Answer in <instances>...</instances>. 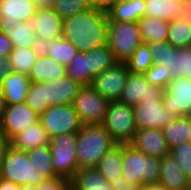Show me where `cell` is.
Listing matches in <instances>:
<instances>
[{
	"label": "cell",
	"mask_w": 191,
	"mask_h": 190,
	"mask_svg": "<svg viewBox=\"0 0 191 190\" xmlns=\"http://www.w3.org/2000/svg\"><path fill=\"white\" fill-rule=\"evenodd\" d=\"M107 13L92 7L63 20L62 37L74 44L80 52L107 45Z\"/></svg>",
	"instance_id": "6da1fadb"
},
{
	"label": "cell",
	"mask_w": 191,
	"mask_h": 190,
	"mask_svg": "<svg viewBox=\"0 0 191 190\" xmlns=\"http://www.w3.org/2000/svg\"><path fill=\"white\" fill-rule=\"evenodd\" d=\"M116 142L109 132L101 125H82L77 133L76 156L78 170L96 168L99 161Z\"/></svg>",
	"instance_id": "7a4b0ae2"
},
{
	"label": "cell",
	"mask_w": 191,
	"mask_h": 190,
	"mask_svg": "<svg viewBox=\"0 0 191 190\" xmlns=\"http://www.w3.org/2000/svg\"><path fill=\"white\" fill-rule=\"evenodd\" d=\"M122 177L127 181L142 186L158 183L160 180V159L154 158L123 143Z\"/></svg>",
	"instance_id": "3957f363"
},
{
	"label": "cell",
	"mask_w": 191,
	"mask_h": 190,
	"mask_svg": "<svg viewBox=\"0 0 191 190\" xmlns=\"http://www.w3.org/2000/svg\"><path fill=\"white\" fill-rule=\"evenodd\" d=\"M141 44L138 22L108 21L107 45L117 62L125 63Z\"/></svg>",
	"instance_id": "277c9868"
},
{
	"label": "cell",
	"mask_w": 191,
	"mask_h": 190,
	"mask_svg": "<svg viewBox=\"0 0 191 190\" xmlns=\"http://www.w3.org/2000/svg\"><path fill=\"white\" fill-rule=\"evenodd\" d=\"M2 179L18 185L37 186L45 178L32 168L27 151H21L9 146L0 170Z\"/></svg>",
	"instance_id": "5b68a950"
},
{
	"label": "cell",
	"mask_w": 191,
	"mask_h": 190,
	"mask_svg": "<svg viewBox=\"0 0 191 190\" xmlns=\"http://www.w3.org/2000/svg\"><path fill=\"white\" fill-rule=\"evenodd\" d=\"M76 145L77 134L56 135L49 140L54 173L70 181L78 171Z\"/></svg>",
	"instance_id": "8992f818"
},
{
	"label": "cell",
	"mask_w": 191,
	"mask_h": 190,
	"mask_svg": "<svg viewBox=\"0 0 191 190\" xmlns=\"http://www.w3.org/2000/svg\"><path fill=\"white\" fill-rule=\"evenodd\" d=\"M101 125L116 143L128 144L137 131L133 107L118 101L109 102Z\"/></svg>",
	"instance_id": "52a82bcc"
},
{
	"label": "cell",
	"mask_w": 191,
	"mask_h": 190,
	"mask_svg": "<svg viewBox=\"0 0 191 190\" xmlns=\"http://www.w3.org/2000/svg\"><path fill=\"white\" fill-rule=\"evenodd\" d=\"M39 121L49 137L63 134H77L82 124L73 104L49 106L39 116Z\"/></svg>",
	"instance_id": "ba28073f"
},
{
	"label": "cell",
	"mask_w": 191,
	"mask_h": 190,
	"mask_svg": "<svg viewBox=\"0 0 191 190\" xmlns=\"http://www.w3.org/2000/svg\"><path fill=\"white\" fill-rule=\"evenodd\" d=\"M109 101L91 86H82L76 95L73 107L82 125L102 124Z\"/></svg>",
	"instance_id": "9c48e42d"
},
{
	"label": "cell",
	"mask_w": 191,
	"mask_h": 190,
	"mask_svg": "<svg viewBox=\"0 0 191 190\" xmlns=\"http://www.w3.org/2000/svg\"><path fill=\"white\" fill-rule=\"evenodd\" d=\"M136 129H163L175 116L163 107V99H149L133 107Z\"/></svg>",
	"instance_id": "30bf717a"
},
{
	"label": "cell",
	"mask_w": 191,
	"mask_h": 190,
	"mask_svg": "<svg viewBox=\"0 0 191 190\" xmlns=\"http://www.w3.org/2000/svg\"><path fill=\"white\" fill-rule=\"evenodd\" d=\"M163 107L175 117L191 116V80L172 79L163 92Z\"/></svg>",
	"instance_id": "8fae6325"
},
{
	"label": "cell",
	"mask_w": 191,
	"mask_h": 190,
	"mask_svg": "<svg viewBox=\"0 0 191 190\" xmlns=\"http://www.w3.org/2000/svg\"><path fill=\"white\" fill-rule=\"evenodd\" d=\"M163 92L161 87L148 83L144 74L128 72L126 84L118 102L134 107L144 100L163 99Z\"/></svg>",
	"instance_id": "7c38bea8"
},
{
	"label": "cell",
	"mask_w": 191,
	"mask_h": 190,
	"mask_svg": "<svg viewBox=\"0 0 191 190\" xmlns=\"http://www.w3.org/2000/svg\"><path fill=\"white\" fill-rule=\"evenodd\" d=\"M38 121L39 115L26 103L6 105L0 121V133L10 141L15 135Z\"/></svg>",
	"instance_id": "4fadbf2b"
},
{
	"label": "cell",
	"mask_w": 191,
	"mask_h": 190,
	"mask_svg": "<svg viewBox=\"0 0 191 190\" xmlns=\"http://www.w3.org/2000/svg\"><path fill=\"white\" fill-rule=\"evenodd\" d=\"M128 70L125 63L117 62L94 78L92 87L109 102L118 101L126 84Z\"/></svg>",
	"instance_id": "5bb4252c"
},
{
	"label": "cell",
	"mask_w": 191,
	"mask_h": 190,
	"mask_svg": "<svg viewBox=\"0 0 191 190\" xmlns=\"http://www.w3.org/2000/svg\"><path fill=\"white\" fill-rule=\"evenodd\" d=\"M82 86L67 75L59 80L43 82L44 104L47 107L73 104Z\"/></svg>",
	"instance_id": "9a60e30c"
},
{
	"label": "cell",
	"mask_w": 191,
	"mask_h": 190,
	"mask_svg": "<svg viewBox=\"0 0 191 190\" xmlns=\"http://www.w3.org/2000/svg\"><path fill=\"white\" fill-rule=\"evenodd\" d=\"M128 144L154 158L161 159L170 154L162 129H138Z\"/></svg>",
	"instance_id": "2e32d148"
},
{
	"label": "cell",
	"mask_w": 191,
	"mask_h": 190,
	"mask_svg": "<svg viewBox=\"0 0 191 190\" xmlns=\"http://www.w3.org/2000/svg\"><path fill=\"white\" fill-rule=\"evenodd\" d=\"M30 26L36 37L48 41L55 40L63 35V19L52 8H39L30 20Z\"/></svg>",
	"instance_id": "e0dca14e"
},
{
	"label": "cell",
	"mask_w": 191,
	"mask_h": 190,
	"mask_svg": "<svg viewBox=\"0 0 191 190\" xmlns=\"http://www.w3.org/2000/svg\"><path fill=\"white\" fill-rule=\"evenodd\" d=\"M31 79L22 73L12 71L0 84L6 105L25 103Z\"/></svg>",
	"instance_id": "ac0fdd59"
},
{
	"label": "cell",
	"mask_w": 191,
	"mask_h": 190,
	"mask_svg": "<svg viewBox=\"0 0 191 190\" xmlns=\"http://www.w3.org/2000/svg\"><path fill=\"white\" fill-rule=\"evenodd\" d=\"M168 190H190L191 180H189L178 167L171 154L160 159V180Z\"/></svg>",
	"instance_id": "d6986e66"
},
{
	"label": "cell",
	"mask_w": 191,
	"mask_h": 190,
	"mask_svg": "<svg viewBox=\"0 0 191 190\" xmlns=\"http://www.w3.org/2000/svg\"><path fill=\"white\" fill-rule=\"evenodd\" d=\"M0 32L10 38L13 47L32 48L36 38L31 29L30 21L18 22L12 18H0Z\"/></svg>",
	"instance_id": "ffe728a7"
},
{
	"label": "cell",
	"mask_w": 191,
	"mask_h": 190,
	"mask_svg": "<svg viewBox=\"0 0 191 190\" xmlns=\"http://www.w3.org/2000/svg\"><path fill=\"white\" fill-rule=\"evenodd\" d=\"M50 137L38 121L15 135L9 142L14 149L29 151L49 145Z\"/></svg>",
	"instance_id": "44dd1931"
},
{
	"label": "cell",
	"mask_w": 191,
	"mask_h": 190,
	"mask_svg": "<svg viewBox=\"0 0 191 190\" xmlns=\"http://www.w3.org/2000/svg\"><path fill=\"white\" fill-rule=\"evenodd\" d=\"M145 0H119L107 12L108 21L138 22L146 14Z\"/></svg>",
	"instance_id": "7402d4cb"
},
{
	"label": "cell",
	"mask_w": 191,
	"mask_h": 190,
	"mask_svg": "<svg viewBox=\"0 0 191 190\" xmlns=\"http://www.w3.org/2000/svg\"><path fill=\"white\" fill-rule=\"evenodd\" d=\"M66 67L49 57H37L32 66L29 78L31 82H48L65 77Z\"/></svg>",
	"instance_id": "603a6c76"
},
{
	"label": "cell",
	"mask_w": 191,
	"mask_h": 190,
	"mask_svg": "<svg viewBox=\"0 0 191 190\" xmlns=\"http://www.w3.org/2000/svg\"><path fill=\"white\" fill-rule=\"evenodd\" d=\"M146 14L167 22L181 18L184 2L180 0H145Z\"/></svg>",
	"instance_id": "cb8c5ba5"
},
{
	"label": "cell",
	"mask_w": 191,
	"mask_h": 190,
	"mask_svg": "<svg viewBox=\"0 0 191 190\" xmlns=\"http://www.w3.org/2000/svg\"><path fill=\"white\" fill-rule=\"evenodd\" d=\"M37 9L31 0H0V18H12L18 22L30 21Z\"/></svg>",
	"instance_id": "d4e9b609"
},
{
	"label": "cell",
	"mask_w": 191,
	"mask_h": 190,
	"mask_svg": "<svg viewBox=\"0 0 191 190\" xmlns=\"http://www.w3.org/2000/svg\"><path fill=\"white\" fill-rule=\"evenodd\" d=\"M162 130L170 150L182 143L190 142L191 116L175 117V119Z\"/></svg>",
	"instance_id": "484cf974"
},
{
	"label": "cell",
	"mask_w": 191,
	"mask_h": 190,
	"mask_svg": "<svg viewBox=\"0 0 191 190\" xmlns=\"http://www.w3.org/2000/svg\"><path fill=\"white\" fill-rule=\"evenodd\" d=\"M77 190H112L110 182L106 180L96 168H81L71 180Z\"/></svg>",
	"instance_id": "4316f807"
},
{
	"label": "cell",
	"mask_w": 191,
	"mask_h": 190,
	"mask_svg": "<svg viewBox=\"0 0 191 190\" xmlns=\"http://www.w3.org/2000/svg\"><path fill=\"white\" fill-rule=\"evenodd\" d=\"M123 143H116L99 161L96 169L108 181L119 179L122 172Z\"/></svg>",
	"instance_id": "83f0119b"
},
{
	"label": "cell",
	"mask_w": 191,
	"mask_h": 190,
	"mask_svg": "<svg viewBox=\"0 0 191 190\" xmlns=\"http://www.w3.org/2000/svg\"><path fill=\"white\" fill-rule=\"evenodd\" d=\"M138 25L144 44L167 41L169 22L155 17L144 16L138 21Z\"/></svg>",
	"instance_id": "f1b7e54d"
},
{
	"label": "cell",
	"mask_w": 191,
	"mask_h": 190,
	"mask_svg": "<svg viewBox=\"0 0 191 190\" xmlns=\"http://www.w3.org/2000/svg\"><path fill=\"white\" fill-rule=\"evenodd\" d=\"M67 76L83 86L92 85L94 77L89 72V55L78 52L66 67Z\"/></svg>",
	"instance_id": "f546056e"
},
{
	"label": "cell",
	"mask_w": 191,
	"mask_h": 190,
	"mask_svg": "<svg viewBox=\"0 0 191 190\" xmlns=\"http://www.w3.org/2000/svg\"><path fill=\"white\" fill-rule=\"evenodd\" d=\"M168 68L172 78L186 77L191 80V52L188 48L174 47L169 51Z\"/></svg>",
	"instance_id": "4dcf8cb0"
},
{
	"label": "cell",
	"mask_w": 191,
	"mask_h": 190,
	"mask_svg": "<svg viewBox=\"0 0 191 190\" xmlns=\"http://www.w3.org/2000/svg\"><path fill=\"white\" fill-rule=\"evenodd\" d=\"M89 55V72L95 78L117 63L108 45H103L86 52Z\"/></svg>",
	"instance_id": "1f68e13d"
},
{
	"label": "cell",
	"mask_w": 191,
	"mask_h": 190,
	"mask_svg": "<svg viewBox=\"0 0 191 190\" xmlns=\"http://www.w3.org/2000/svg\"><path fill=\"white\" fill-rule=\"evenodd\" d=\"M167 42L177 48H187L191 42V23L185 18L169 22Z\"/></svg>",
	"instance_id": "d6a6232c"
},
{
	"label": "cell",
	"mask_w": 191,
	"mask_h": 190,
	"mask_svg": "<svg viewBox=\"0 0 191 190\" xmlns=\"http://www.w3.org/2000/svg\"><path fill=\"white\" fill-rule=\"evenodd\" d=\"M27 153L32 168L39 172L45 179L57 177L54 173L49 145L29 150Z\"/></svg>",
	"instance_id": "836d02e7"
},
{
	"label": "cell",
	"mask_w": 191,
	"mask_h": 190,
	"mask_svg": "<svg viewBox=\"0 0 191 190\" xmlns=\"http://www.w3.org/2000/svg\"><path fill=\"white\" fill-rule=\"evenodd\" d=\"M47 57L67 67L70 60L79 52L77 47L63 37L48 41Z\"/></svg>",
	"instance_id": "e575fe53"
},
{
	"label": "cell",
	"mask_w": 191,
	"mask_h": 190,
	"mask_svg": "<svg viewBox=\"0 0 191 190\" xmlns=\"http://www.w3.org/2000/svg\"><path fill=\"white\" fill-rule=\"evenodd\" d=\"M37 55L32 48L13 47L9 54V63L12 71L29 76Z\"/></svg>",
	"instance_id": "d590c367"
},
{
	"label": "cell",
	"mask_w": 191,
	"mask_h": 190,
	"mask_svg": "<svg viewBox=\"0 0 191 190\" xmlns=\"http://www.w3.org/2000/svg\"><path fill=\"white\" fill-rule=\"evenodd\" d=\"M152 52L148 44H141L125 62L129 73L144 74L153 65Z\"/></svg>",
	"instance_id": "8d00e7d4"
},
{
	"label": "cell",
	"mask_w": 191,
	"mask_h": 190,
	"mask_svg": "<svg viewBox=\"0 0 191 190\" xmlns=\"http://www.w3.org/2000/svg\"><path fill=\"white\" fill-rule=\"evenodd\" d=\"M92 7L90 0H59L52 6L63 20Z\"/></svg>",
	"instance_id": "74e56055"
},
{
	"label": "cell",
	"mask_w": 191,
	"mask_h": 190,
	"mask_svg": "<svg viewBox=\"0 0 191 190\" xmlns=\"http://www.w3.org/2000/svg\"><path fill=\"white\" fill-rule=\"evenodd\" d=\"M183 174L191 180V143L185 142L170 150Z\"/></svg>",
	"instance_id": "f35d334b"
},
{
	"label": "cell",
	"mask_w": 191,
	"mask_h": 190,
	"mask_svg": "<svg viewBox=\"0 0 191 190\" xmlns=\"http://www.w3.org/2000/svg\"><path fill=\"white\" fill-rule=\"evenodd\" d=\"M144 76L148 83L166 89L168 84L172 81L170 68L163 65L153 64L145 73Z\"/></svg>",
	"instance_id": "ab89813d"
},
{
	"label": "cell",
	"mask_w": 191,
	"mask_h": 190,
	"mask_svg": "<svg viewBox=\"0 0 191 190\" xmlns=\"http://www.w3.org/2000/svg\"><path fill=\"white\" fill-rule=\"evenodd\" d=\"M25 103L39 116L48 109L44 104L43 82H31Z\"/></svg>",
	"instance_id": "60d3db41"
},
{
	"label": "cell",
	"mask_w": 191,
	"mask_h": 190,
	"mask_svg": "<svg viewBox=\"0 0 191 190\" xmlns=\"http://www.w3.org/2000/svg\"><path fill=\"white\" fill-rule=\"evenodd\" d=\"M152 52L153 63L167 67L169 59V51H172L174 46L167 41H156L148 44Z\"/></svg>",
	"instance_id": "b9f144b4"
},
{
	"label": "cell",
	"mask_w": 191,
	"mask_h": 190,
	"mask_svg": "<svg viewBox=\"0 0 191 190\" xmlns=\"http://www.w3.org/2000/svg\"><path fill=\"white\" fill-rule=\"evenodd\" d=\"M70 185V180L57 176L44 179L36 186V190H66Z\"/></svg>",
	"instance_id": "7bdbcfd3"
},
{
	"label": "cell",
	"mask_w": 191,
	"mask_h": 190,
	"mask_svg": "<svg viewBox=\"0 0 191 190\" xmlns=\"http://www.w3.org/2000/svg\"><path fill=\"white\" fill-rule=\"evenodd\" d=\"M32 49L36 53L37 57H46L49 50L48 40L36 37L32 44Z\"/></svg>",
	"instance_id": "ee69618b"
},
{
	"label": "cell",
	"mask_w": 191,
	"mask_h": 190,
	"mask_svg": "<svg viewBox=\"0 0 191 190\" xmlns=\"http://www.w3.org/2000/svg\"><path fill=\"white\" fill-rule=\"evenodd\" d=\"M112 186V190H139V186L127 181L124 177L119 176L116 181H109Z\"/></svg>",
	"instance_id": "f6af8a7d"
},
{
	"label": "cell",
	"mask_w": 191,
	"mask_h": 190,
	"mask_svg": "<svg viewBox=\"0 0 191 190\" xmlns=\"http://www.w3.org/2000/svg\"><path fill=\"white\" fill-rule=\"evenodd\" d=\"M13 50V44L10 38L0 32V54L9 57V54Z\"/></svg>",
	"instance_id": "bcb514c9"
},
{
	"label": "cell",
	"mask_w": 191,
	"mask_h": 190,
	"mask_svg": "<svg viewBox=\"0 0 191 190\" xmlns=\"http://www.w3.org/2000/svg\"><path fill=\"white\" fill-rule=\"evenodd\" d=\"M119 0H90L94 8L107 13Z\"/></svg>",
	"instance_id": "7dc6e473"
},
{
	"label": "cell",
	"mask_w": 191,
	"mask_h": 190,
	"mask_svg": "<svg viewBox=\"0 0 191 190\" xmlns=\"http://www.w3.org/2000/svg\"><path fill=\"white\" fill-rule=\"evenodd\" d=\"M11 72L9 57L0 54V84Z\"/></svg>",
	"instance_id": "c3c4849f"
},
{
	"label": "cell",
	"mask_w": 191,
	"mask_h": 190,
	"mask_svg": "<svg viewBox=\"0 0 191 190\" xmlns=\"http://www.w3.org/2000/svg\"><path fill=\"white\" fill-rule=\"evenodd\" d=\"M10 142L0 133V170Z\"/></svg>",
	"instance_id": "681fc988"
},
{
	"label": "cell",
	"mask_w": 191,
	"mask_h": 190,
	"mask_svg": "<svg viewBox=\"0 0 191 190\" xmlns=\"http://www.w3.org/2000/svg\"><path fill=\"white\" fill-rule=\"evenodd\" d=\"M0 190H21V186L0 177Z\"/></svg>",
	"instance_id": "f907efd6"
},
{
	"label": "cell",
	"mask_w": 191,
	"mask_h": 190,
	"mask_svg": "<svg viewBox=\"0 0 191 190\" xmlns=\"http://www.w3.org/2000/svg\"><path fill=\"white\" fill-rule=\"evenodd\" d=\"M34 5L39 8H50L59 0H31Z\"/></svg>",
	"instance_id": "816d5d0a"
},
{
	"label": "cell",
	"mask_w": 191,
	"mask_h": 190,
	"mask_svg": "<svg viewBox=\"0 0 191 190\" xmlns=\"http://www.w3.org/2000/svg\"><path fill=\"white\" fill-rule=\"evenodd\" d=\"M139 190H168L163 184L161 183H149L144 184L139 187Z\"/></svg>",
	"instance_id": "f5cc1de1"
},
{
	"label": "cell",
	"mask_w": 191,
	"mask_h": 190,
	"mask_svg": "<svg viewBox=\"0 0 191 190\" xmlns=\"http://www.w3.org/2000/svg\"><path fill=\"white\" fill-rule=\"evenodd\" d=\"M181 18H185L191 23V1L184 2Z\"/></svg>",
	"instance_id": "db71d44e"
},
{
	"label": "cell",
	"mask_w": 191,
	"mask_h": 190,
	"mask_svg": "<svg viewBox=\"0 0 191 190\" xmlns=\"http://www.w3.org/2000/svg\"><path fill=\"white\" fill-rule=\"evenodd\" d=\"M5 108H6V102L5 99L3 98V94L0 89V121L2 120Z\"/></svg>",
	"instance_id": "11a10c76"
},
{
	"label": "cell",
	"mask_w": 191,
	"mask_h": 190,
	"mask_svg": "<svg viewBox=\"0 0 191 190\" xmlns=\"http://www.w3.org/2000/svg\"><path fill=\"white\" fill-rule=\"evenodd\" d=\"M21 190H36V186L34 185H21Z\"/></svg>",
	"instance_id": "9f6ffc18"
},
{
	"label": "cell",
	"mask_w": 191,
	"mask_h": 190,
	"mask_svg": "<svg viewBox=\"0 0 191 190\" xmlns=\"http://www.w3.org/2000/svg\"><path fill=\"white\" fill-rule=\"evenodd\" d=\"M66 190H77L72 184Z\"/></svg>",
	"instance_id": "6f0895ef"
},
{
	"label": "cell",
	"mask_w": 191,
	"mask_h": 190,
	"mask_svg": "<svg viewBox=\"0 0 191 190\" xmlns=\"http://www.w3.org/2000/svg\"><path fill=\"white\" fill-rule=\"evenodd\" d=\"M188 50L191 52V42L189 43V45H188Z\"/></svg>",
	"instance_id": "680465c9"
},
{
	"label": "cell",
	"mask_w": 191,
	"mask_h": 190,
	"mask_svg": "<svg viewBox=\"0 0 191 190\" xmlns=\"http://www.w3.org/2000/svg\"><path fill=\"white\" fill-rule=\"evenodd\" d=\"M180 1H183V2H188V1H191V0H180Z\"/></svg>",
	"instance_id": "91938a15"
}]
</instances>
